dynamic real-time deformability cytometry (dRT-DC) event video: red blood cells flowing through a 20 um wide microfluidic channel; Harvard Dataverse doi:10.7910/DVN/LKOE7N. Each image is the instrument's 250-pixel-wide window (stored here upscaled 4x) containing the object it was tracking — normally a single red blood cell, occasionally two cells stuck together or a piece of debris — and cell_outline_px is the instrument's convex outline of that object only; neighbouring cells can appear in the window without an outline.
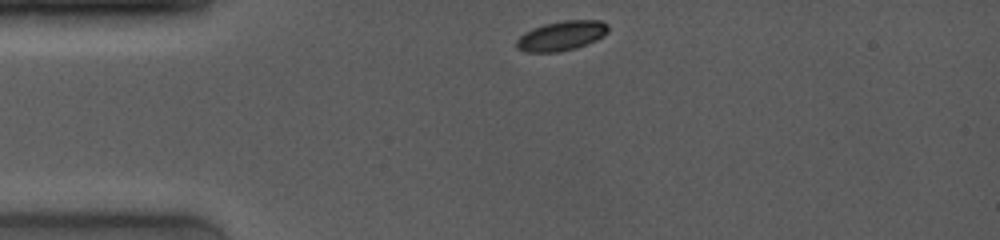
{"species": "common noctule bat (a hibernating species)", "species_latin": "Nyctalus noctula", "temperature_condition": "room temperature", "stored_images_in_passage": 3, "camera_frame_rate_fps": 4000, "um_per_image_px": 0.085, "animal": {"sex": "female", "body_mass_g": 19.0, "forearm_length_mm": 53.3}, "frame": {"image": 1, "passage_image": 1, "time_ms": 0.0, "image_size_px": [1000, 240], "cell_outline_px": [[608, 32], [604, 36], [596, 40], [576, 48], [560, 52], [524, 52], [516, 48], [516, 40], [524, 32], [532, 28], [544, 24], [564, 20], [600, 20], [608, 24]], "centroid_in_image_um": [47.71, 3.04], "position_along_channel_um": 37.3, "area_um2": 16.01}}